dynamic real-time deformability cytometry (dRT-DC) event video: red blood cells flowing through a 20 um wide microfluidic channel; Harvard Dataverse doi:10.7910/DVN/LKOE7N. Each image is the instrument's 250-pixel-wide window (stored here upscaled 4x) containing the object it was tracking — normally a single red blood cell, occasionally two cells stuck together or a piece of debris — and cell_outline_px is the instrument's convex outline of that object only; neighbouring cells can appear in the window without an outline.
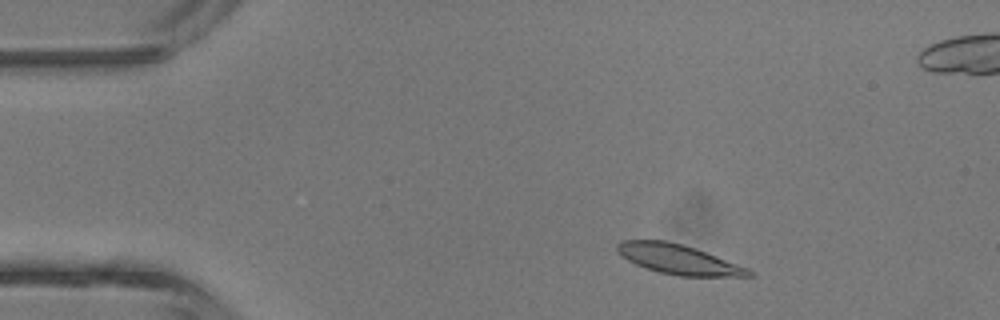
{"species": "common noctule bat (a hibernating species)", "species_latin": "Nyctalus noctula", "temperature_condition": "room temperature", "stored_images_in_passage": 3, "camera_frame_rate_fps": 3000, "um_per_image_px": 0.085, "animal": {"sex": "male", "body_mass_g": 13.3}, "frame": {"image": 1, "passage_image": 1, "time_ms": 0.0, "image_size_px": [1000, 320], "cell_outline_px": [[756, 276], [680, 276], [660, 272], [636, 264], [628, 260], [616, 252], [616, 244], [620, 240], [664, 240], [684, 244], [696, 248], [748, 268], [756, 272]], "centroid_in_image_um": [57.68, 22.03], "position_along_channel_um": 27.3, "area_um2": 22.83}}